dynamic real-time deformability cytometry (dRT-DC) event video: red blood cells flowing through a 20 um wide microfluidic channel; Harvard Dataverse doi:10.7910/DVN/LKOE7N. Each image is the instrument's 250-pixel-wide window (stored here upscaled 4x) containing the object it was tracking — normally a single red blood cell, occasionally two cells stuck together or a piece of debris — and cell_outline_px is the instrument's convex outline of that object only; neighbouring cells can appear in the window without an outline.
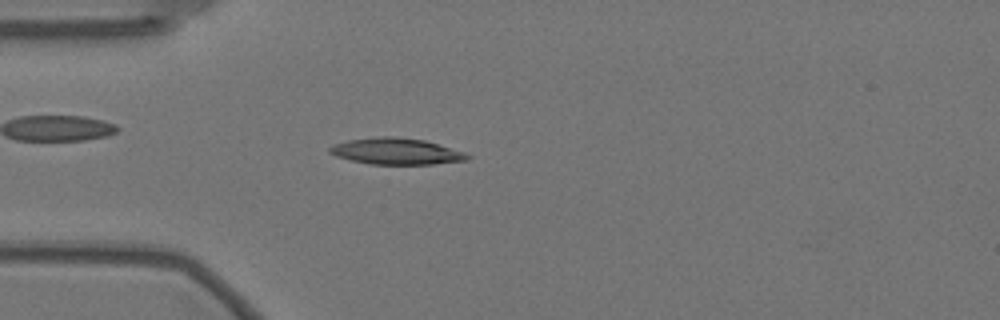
{"species": "Egyptian fruit bat (a non-hibernating species)", "species_latin": "Rousettus aegyptiacus", "temperature_condition": "warm", "stored_images_in_passage": 41, "camera_frame_rate_fps": 3000, "um_per_image_px": 0.085, "animal": {"sex": "female"}, "frame": {"image": 1, "passage_image": 3, "time_ms": 0.667, "image_size_px": [1000, 320], "cell_outline_px": [[472, 156], [468, 160], [432, 164], [372, 164], [352, 160], [336, 156], [328, 152], [328, 148], [332, 144], [348, 140], [380, 136], [392, 136], [424, 140], [464, 152]], "centroid_in_image_um": [33.66, 12.86], "position_along_channel_um": 51.3, "area_um2": 21.04}}
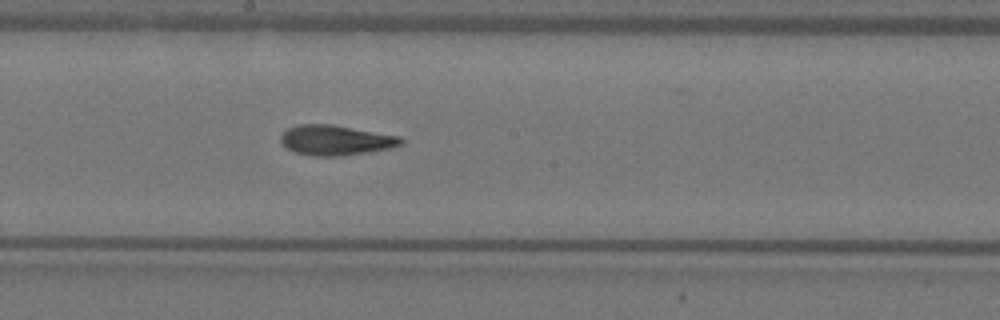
{"frame": {"image": 2, "passage_image": 18, "time_ms": 5.667, "image_size_px": [1000, 320], "cell_outline_px": [[404, 144], [388, 148], [368, 152], [344, 156], [312, 156], [296, 152], [288, 148], [280, 140], [280, 136], [288, 128], [296, 124], [332, 124], [400, 136], [404, 140]], "centroid_in_image_um": [28.55, 11.91], "position_along_channel_um": 219.7, "area_um2": 21.1}}
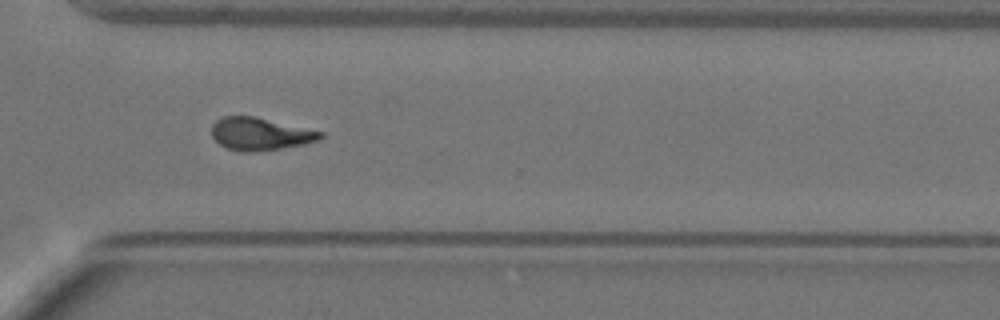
{"frame": {"image": 3, "passage_image": 29, "time_ms": 9.333, "image_size_px": [1000, 320], "cell_outline_px": [[324, 136], [320, 140], [304, 144], [256, 152], [240, 152], [228, 148], [220, 144], [212, 136], [212, 124], [216, 120], [224, 116], [256, 116], [324, 132]], "centroid_in_image_um": [22.13, 11.38], "position_along_channel_um": 348.5, "area_um2": 20.75}}